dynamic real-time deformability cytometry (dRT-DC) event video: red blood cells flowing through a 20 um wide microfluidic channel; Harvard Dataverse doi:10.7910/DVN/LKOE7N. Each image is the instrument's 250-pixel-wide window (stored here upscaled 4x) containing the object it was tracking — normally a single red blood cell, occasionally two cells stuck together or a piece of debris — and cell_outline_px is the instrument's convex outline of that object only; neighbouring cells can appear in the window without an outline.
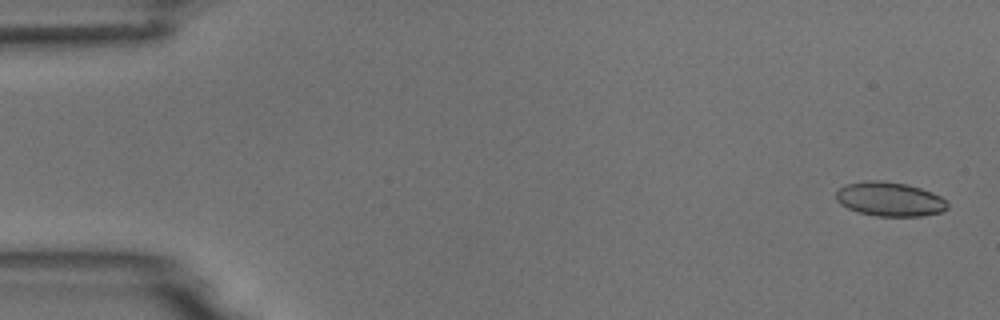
{"species": "common noctule bat (a hibernating species)", "species_latin": "Nyctalus noctula", "temperature_condition": "room temperature", "stored_images_in_passage": 5, "camera_frame_rate_fps": 3000, "um_per_image_px": 0.085, "animal": {"sex": "male", "body_mass_g": 18.8}, "frame": {"image": 1, "passage_image": 1, "time_ms": 0.0, "image_size_px": [1000, 320], "cell_outline_px": [[948, 208], [940, 212], [920, 216], [876, 216], [856, 212], [840, 204], [836, 200], [836, 192], [844, 184], [864, 180], [876, 180], [904, 184], [920, 188], [932, 192], [940, 196], [948, 204]], "centroid_in_image_um": [75.58, 16.93], "position_along_channel_um": 9.4, "area_um2": 22.2}}
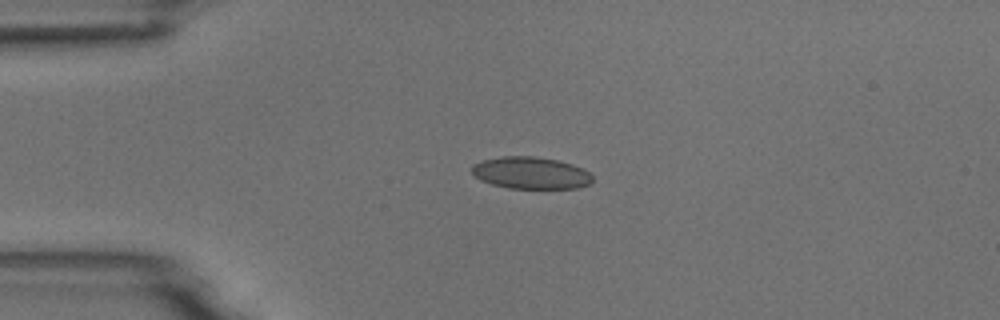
{"frame": {"image": 2, "passage_image": 4, "time_ms": 3.667, "image_size_px": [1000, 320], "cell_outline_px": [[592, 180], [588, 184], [580, 188], [508, 188], [492, 184], [480, 180], [472, 172], [472, 164], [480, 160], [504, 156], [532, 156], [556, 160], [572, 164], [588, 172], [592, 176]], "centroid_in_image_um": [45.08, 14.7], "position_along_channel_um": 39.9, "area_um2": 22.37}}